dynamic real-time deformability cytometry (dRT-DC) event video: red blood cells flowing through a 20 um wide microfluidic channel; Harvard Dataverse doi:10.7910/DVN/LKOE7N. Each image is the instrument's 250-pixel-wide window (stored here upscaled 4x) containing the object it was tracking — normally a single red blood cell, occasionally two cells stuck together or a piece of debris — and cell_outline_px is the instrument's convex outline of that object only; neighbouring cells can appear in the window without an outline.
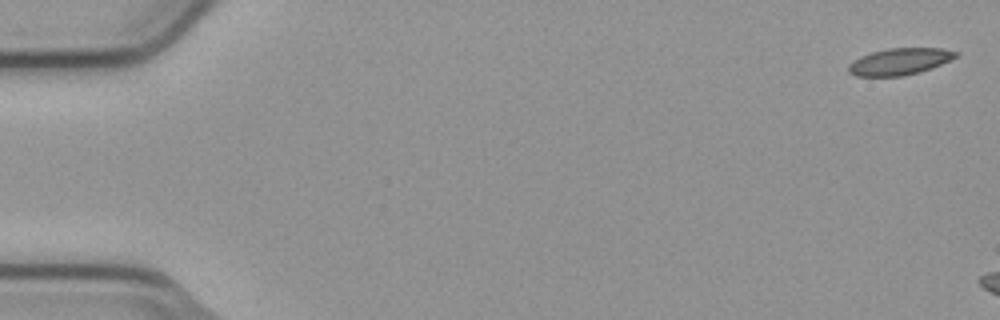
{"species": "common noctule bat (a hibernating species)", "species_latin": "Nyctalus noctula", "temperature_condition": "cold", "stored_images_in_passage": 3, "camera_frame_rate_fps": 3000, "um_per_image_px": 0.085, "animal": {"sex": "male", "body_mass_g": 23.1, "forearm_length_mm": 52.7}, "frame": {"image": 1, "passage_image": 1, "time_ms": 0.0, "image_size_px": [1000, 320], "cell_outline_px": [[960, 52], [956, 56], [940, 64], [920, 72], [904, 76], [856, 76], [848, 72], [848, 64], [860, 56], [872, 52], [888, 48], [944, 48]], "centroid_in_image_um": [76.44, 5.23], "position_along_channel_um": 8.6, "area_um2": 16.65}}